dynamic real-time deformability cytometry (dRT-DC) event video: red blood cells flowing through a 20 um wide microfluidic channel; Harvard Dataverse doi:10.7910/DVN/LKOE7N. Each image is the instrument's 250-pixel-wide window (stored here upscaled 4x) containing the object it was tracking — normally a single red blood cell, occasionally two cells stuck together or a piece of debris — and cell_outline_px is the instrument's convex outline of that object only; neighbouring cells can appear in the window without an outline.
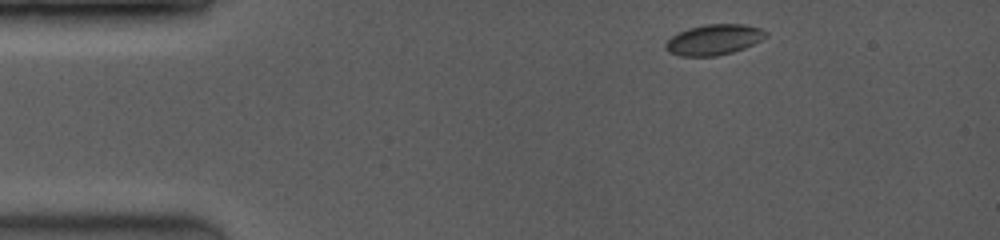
{"species": "common noctule bat (a hibernating species)", "species_latin": "Nyctalus noctula", "temperature_condition": "room temperature", "stored_images_in_passage": 12, "camera_frame_rate_fps": 3500, "um_per_image_px": 0.085, "animal": {"sex": "female", "body_mass_g": 19.0, "forearm_length_mm": 53.3}, "frame": {"image": 1, "passage_image": 1, "time_ms": 0.0, "image_size_px": [1000, 240], "cell_outline_px": [[768, 36], [744, 48], [732, 52], [716, 56], [680, 56], [668, 52], [664, 48], [664, 44], [672, 36], [688, 28], [704, 24], [744, 24], [760, 28], [768, 32]], "centroid_in_image_um": [60.67, 3.37], "position_along_channel_um": 24.3, "area_um2": 17.86}}
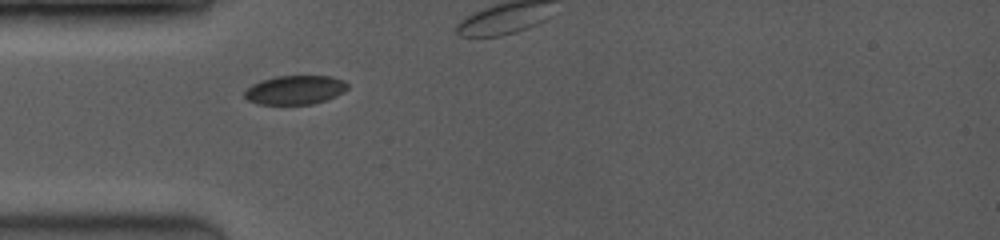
{"frame": {"image": 2, "passage_image": 7, "time_ms": 2.571, "image_size_px": [1000, 240], "cell_outline_px": [[348, 88], [344, 92], [336, 96], [312, 104], [256, 104], [248, 100], [244, 96], [244, 92], [252, 84], [260, 80], [276, 76], [332, 76], [344, 80], [348, 84]], "centroid_in_image_um": [25.08, 7.64], "position_along_channel_um": 59.9, "area_um2": 17.46}}
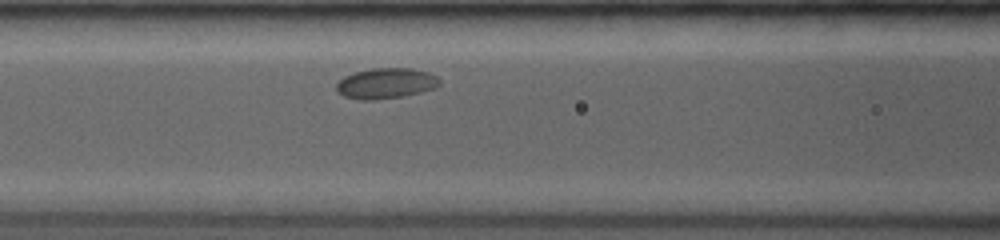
{"frame": {"image": 3, "passage_image": 12, "time_ms": 5.714, "image_size_px": [1000, 240], "cell_outline_px": [[440, 84], [436, 88], [404, 96], [376, 100], [360, 100], [344, 96], [336, 92], [336, 84], [344, 76], [356, 72], [372, 68], [412, 68], [428, 72], [436, 76], [440, 80]], "centroid_in_image_um": [32.8, 7.09], "position_along_channel_um": 133.8, "area_um2": 18.5}}